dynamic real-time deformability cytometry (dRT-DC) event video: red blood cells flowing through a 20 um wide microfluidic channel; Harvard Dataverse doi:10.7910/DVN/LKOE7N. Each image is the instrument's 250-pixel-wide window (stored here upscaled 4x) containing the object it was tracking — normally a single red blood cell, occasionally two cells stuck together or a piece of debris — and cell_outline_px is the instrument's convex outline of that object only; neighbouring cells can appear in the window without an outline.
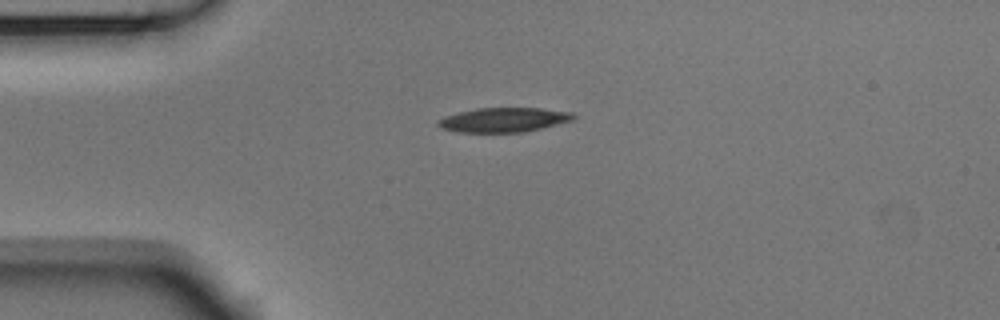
{"species": "Egyptian fruit bat (a non-hibernating species)", "species_latin": "Rousettus aegyptiacus", "temperature_condition": "room temperature", "stored_images_in_passage": 41, "camera_frame_rate_fps": 3000, "um_per_image_px": 0.085, "animal": {"sex": "male"}, "frame": {"image": 1, "passage_image": 1, "time_ms": 0.0, "image_size_px": [1000, 320], "cell_outline_px": [[576, 120], [524, 132], [456, 132], [440, 128], [436, 124], [436, 120], [444, 116], [476, 108], [540, 108], [572, 112], [576, 116]], "centroid_in_image_um": [42.82, 10.19], "position_along_channel_um": 42.2, "area_um2": 19.48}}
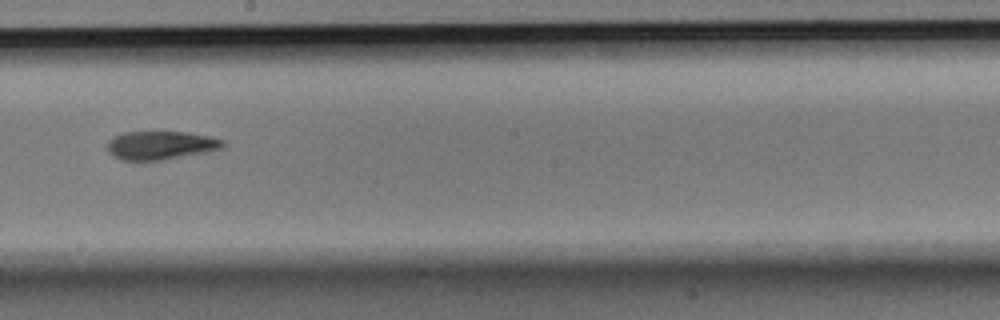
{"frame": {"image": 2, "passage_image": 18, "time_ms": 5.667, "image_size_px": [1000, 320], "cell_outline_px": [[224, 144], [220, 148], [204, 152], [160, 160], [120, 160], [112, 156], [108, 152], [108, 140], [112, 136], [124, 132], [188, 132], [212, 136], [224, 140]], "centroid_in_image_um": [13.61, 12.34], "position_along_channel_um": 234.6, "area_um2": 19.13}}
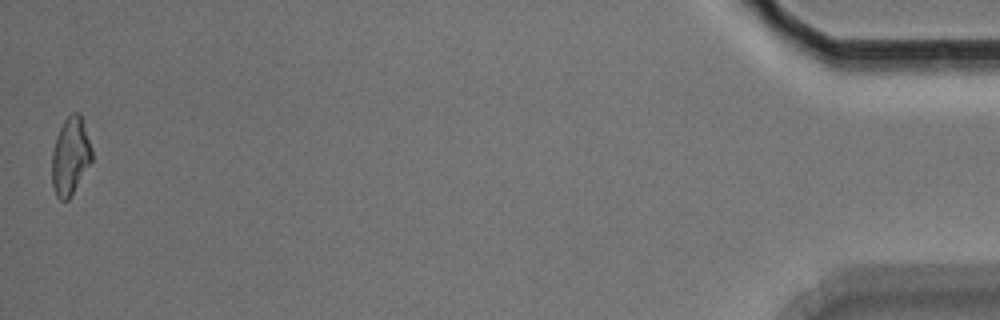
{"frame": {"image": 3, "passage_image": 41, "time_ms": 13.333, "image_size_px": [1000, 320], "cell_outline_px": [[92, 160], [68, 200], [60, 200], [56, 196], [52, 184], [52, 152], [56, 136], [64, 120], [72, 112], [80, 112], [92, 148]], "centroid_in_image_um": [5.97, 13.25], "position_along_channel_um": 429.2, "area_um2": 17.98}, "authors_computed_cell_mechanics": {"area_um2": 19.4786, "velocity_mm_per_s": 3.7587, "shape_relaxation_time_tau1_ms": 4.3494, "shape_relaxation_time_tau2_ms": 2.7568, "deformation_change_tau1": 0.1577, "deformation_change_tau2": 0.0991}}